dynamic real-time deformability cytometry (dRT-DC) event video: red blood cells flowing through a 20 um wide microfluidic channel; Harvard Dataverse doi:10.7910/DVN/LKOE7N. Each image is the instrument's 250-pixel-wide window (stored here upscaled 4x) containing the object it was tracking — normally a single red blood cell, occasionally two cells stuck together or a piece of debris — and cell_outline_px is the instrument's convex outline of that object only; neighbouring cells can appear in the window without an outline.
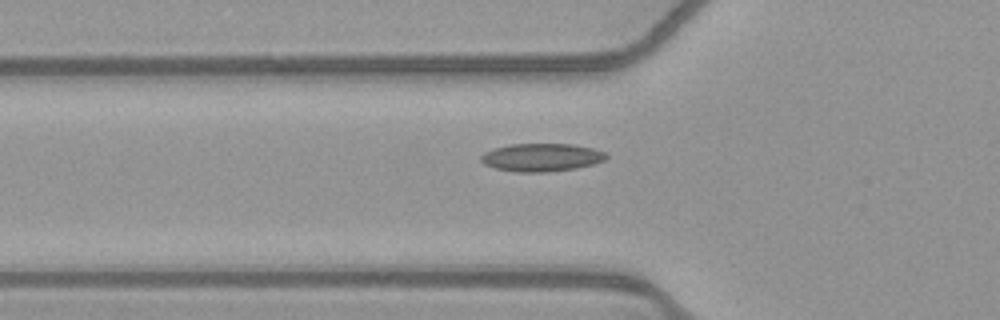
{"species": "common noctule bat (a hibernating species)", "species_latin": "Nyctalus noctula", "temperature_condition": "warm", "stored_images_in_passage": 40, "camera_frame_rate_fps": 3000, "um_per_image_px": 0.085, "animal": {"sex": "female", "body_mass_g": 21.9}, "frame": {"image": 1, "passage_image": 5, "time_ms": 1.333, "image_size_px": [1000, 320], "cell_outline_px": [[608, 156], [604, 160], [592, 164], [576, 168], [544, 172], [516, 172], [496, 168], [484, 164], [480, 160], [480, 156], [484, 152], [492, 148], [508, 144], [572, 144], [592, 148], [604, 152]], "centroid_in_image_um": [45.98, 13.37], "position_along_channel_um": 79.8, "area_um2": 20.4}}
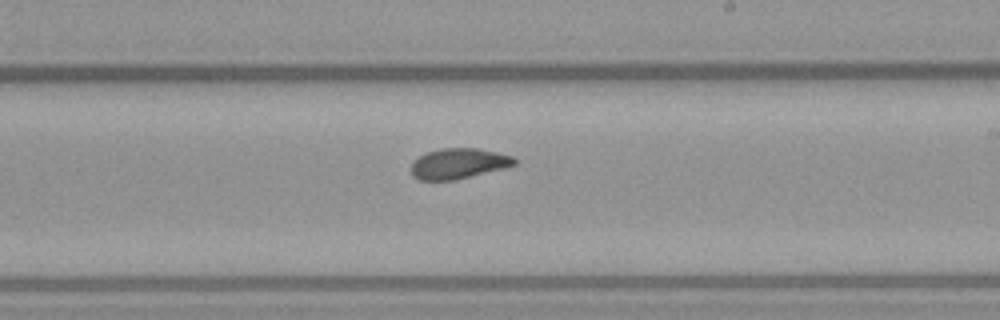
{"frame": {"image": 2, "passage_image": 18, "time_ms": 5.667, "image_size_px": [1000, 320], "cell_outline_px": [[516, 164], [504, 168], [456, 180], [420, 180], [412, 176], [412, 160], [428, 152], [440, 148], [476, 148], [496, 152], [512, 156], [516, 160]], "centroid_in_image_um": [38.96, 13.9], "position_along_channel_um": 250.0, "area_um2": 18.26}}
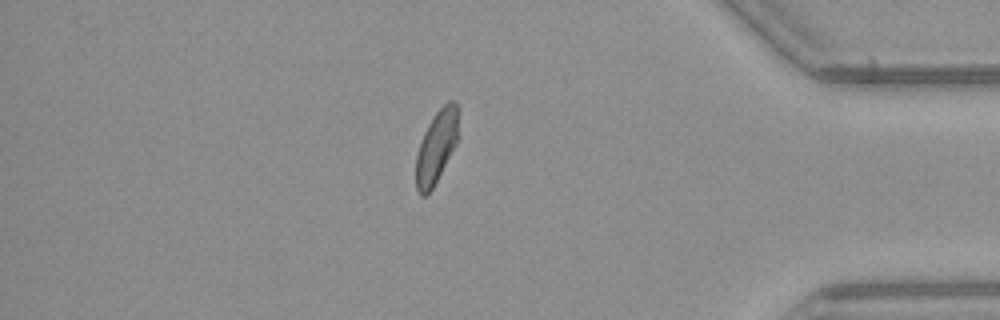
{"frame": {"image": 3, "passage_image": 32, "time_ms": 10.333, "image_size_px": [1000, 320], "cell_outline_px": [[460, 136], [456, 144], [432, 188], [424, 196], [420, 196], [416, 188], [416, 152], [424, 132], [428, 124], [436, 112], [448, 100], [456, 100], [460, 108]], "centroid_in_image_um": [37.15, 12.37], "position_along_channel_um": 398.0, "area_um2": 18.44}, "authors_computed_cell_mechanics": {"area_um2": 18.5538, "velocity_mm_per_s": 3.9036, "shape_relaxation_time_tau1_ms": 9.2727, "shape_relaxation_time_tau2_ms": 1.957, "deformation_change_tau1": 0.1774, "deformation_change_tau2": 0.0701}}